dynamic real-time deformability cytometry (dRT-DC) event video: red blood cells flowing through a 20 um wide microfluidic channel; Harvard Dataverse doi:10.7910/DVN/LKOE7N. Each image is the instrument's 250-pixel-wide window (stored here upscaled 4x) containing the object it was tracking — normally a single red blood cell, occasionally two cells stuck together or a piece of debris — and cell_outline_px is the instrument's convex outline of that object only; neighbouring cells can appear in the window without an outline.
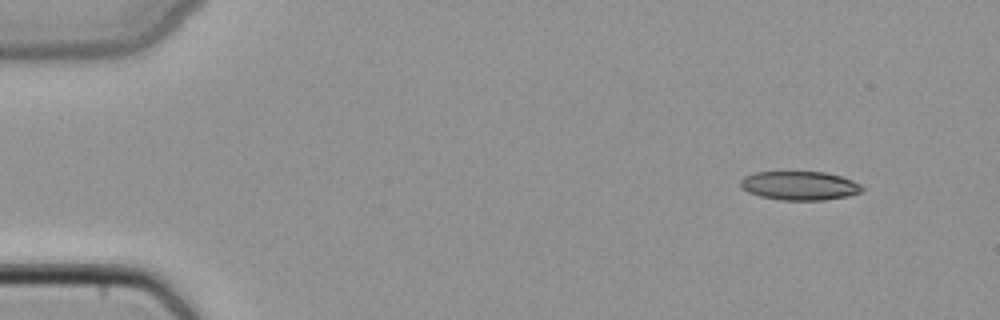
{"species": "common noctule bat (a hibernating species)", "species_latin": "Nyctalus noctula", "temperature_condition": "cold", "stored_images_in_passage": 45, "camera_frame_rate_fps": 3000, "um_per_image_px": 0.085, "animal": {"sex": "female", "body_mass_g": 22.7, "forearm_length_mm": 54.2}, "frame": {"image": 1, "passage_image": 1, "time_ms": 0.0, "image_size_px": [1000, 320], "cell_outline_px": [[864, 188], [860, 192], [848, 196], [824, 200], [780, 200], [760, 196], [748, 192], [740, 188], [740, 180], [744, 176], [756, 172], [824, 172], [840, 176], [852, 180], [860, 184]], "centroid_in_image_um": [67.94, 15.78], "position_along_channel_um": 17.1, "area_um2": 20.46}}
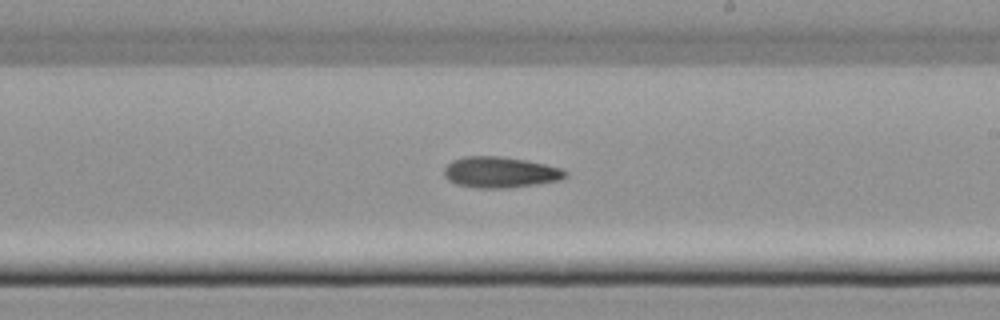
{"frame": {"image": 2, "passage_image": 25, "time_ms": 8.0, "image_size_px": [1000, 320], "cell_outline_px": [[568, 176], [560, 180], [536, 184], [508, 188], [476, 188], [456, 184], [448, 180], [444, 176], [444, 168], [452, 160], [464, 156], [500, 156], [524, 160], [544, 164], [560, 168], [568, 172]], "centroid_in_image_um": [42.5, 14.65], "position_along_channel_um": 246.5, "area_um2": 21.91}}
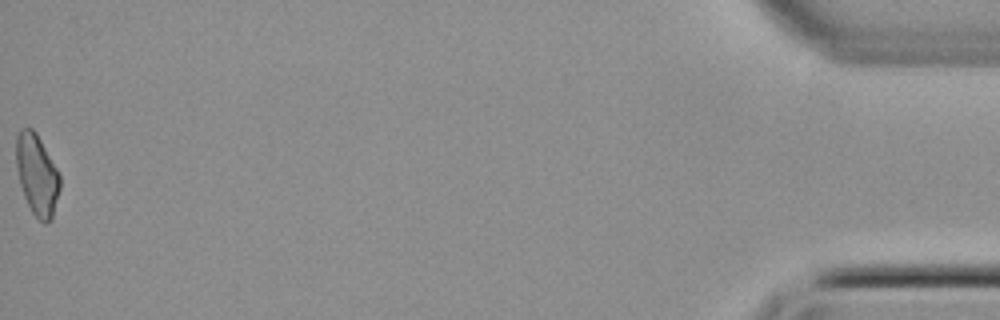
{"frame": {"image": 3, "passage_image": 45, "time_ms": 14.667, "image_size_px": [1000, 320], "cell_outline_px": [[60, 188], [52, 220], [44, 224], [32, 212], [24, 196], [20, 184], [16, 168], [16, 136], [20, 128], [32, 128], [36, 132], [56, 168], [60, 176]], "centroid_in_image_um": [3.13, 14.85], "position_along_channel_um": 432.1, "area_um2": 20.58}}